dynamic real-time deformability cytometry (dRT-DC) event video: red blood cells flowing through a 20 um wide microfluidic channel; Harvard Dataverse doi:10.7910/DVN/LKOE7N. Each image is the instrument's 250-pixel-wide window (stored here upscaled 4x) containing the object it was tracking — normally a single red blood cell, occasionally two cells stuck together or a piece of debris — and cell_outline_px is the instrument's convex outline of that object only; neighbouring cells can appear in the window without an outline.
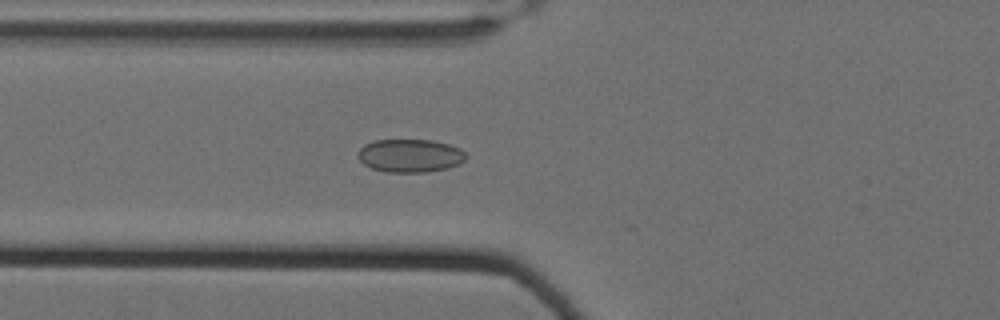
{"species": "Egyptian fruit bat (a non-hibernating species)", "species_latin": "Rousettus aegyptiacus", "temperature_condition": "cold", "stored_images_in_passage": 49, "camera_frame_rate_fps": 3000, "um_per_image_px": 0.085, "animal": {"sex": "female"}, "frame": {"image": 1, "passage_image": 14, "time_ms": 4.333, "image_size_px": [1000, 320], "cell_outline_px": [[468, 156], [460, 164], [448, 168], [428, 172], [388, 172], [372, 168], [364, 164], [356, 156], [360, 148], [364, 144], [372, 140], [432, 140], [448, 144], [460, 148]], "centroid_in_image_um": [34.86, 13.23], "position_along_channel_um": 90.9, "area_um2": 21.04}}
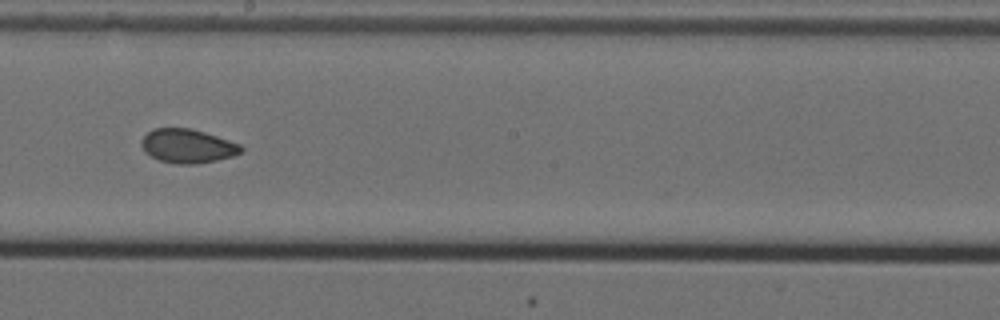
{"frame": {"image": 2, "passage_image": 26, "time_ms": 8.333, "image_size_px": [1000, 320], "cell_outline_px": [[244, 148], [240, 152], [232, 156], [216, 160], [196, 164], [176, 164], [160, 160], [144, 152], [140, 144], [140, 140], [152, 128], [192, 128], [240, 144]], "centroid_in_image_um": [15.9, 12.41], "position_along_channel_um": 232.3, "area_um2": 19.65}}
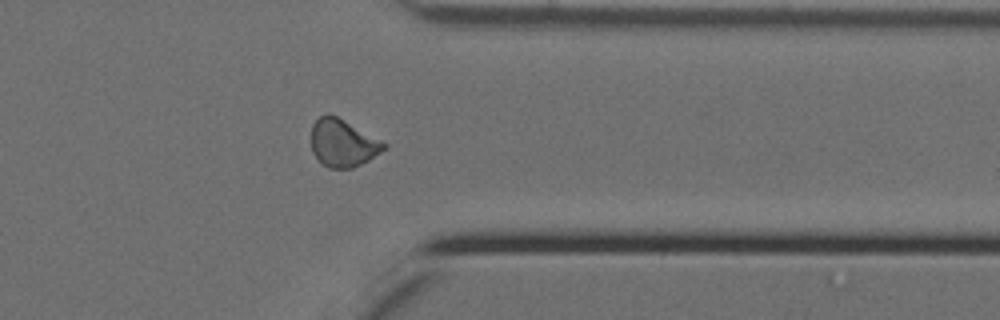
{"frame": {"image": 3, "passage_image": 39, "time_ms": 12.667, "image_size_px": [1000, 320], "cell_outline_px": [[388, 148], [368, 160], [352, 168], [328, 168], [312, 152], [312, 124], [320, 116], [336, 116], [388, 144]], "centroid_in_image_um": [29.16, 12.18], "position_along_channel_um": 382.2, "area_um2": 19.65}, "authors_computed_cell_mechanics": {"area_um2": 19.7676, "velocity_mm_per_s": 3.5018, "shape_relaxation_time_tau1_ms": null, "shape_relaxation_time_tau2_ms": 1.9863, "deformation_change_tau1": null, "deformation_change_tau2": 0.0626}}